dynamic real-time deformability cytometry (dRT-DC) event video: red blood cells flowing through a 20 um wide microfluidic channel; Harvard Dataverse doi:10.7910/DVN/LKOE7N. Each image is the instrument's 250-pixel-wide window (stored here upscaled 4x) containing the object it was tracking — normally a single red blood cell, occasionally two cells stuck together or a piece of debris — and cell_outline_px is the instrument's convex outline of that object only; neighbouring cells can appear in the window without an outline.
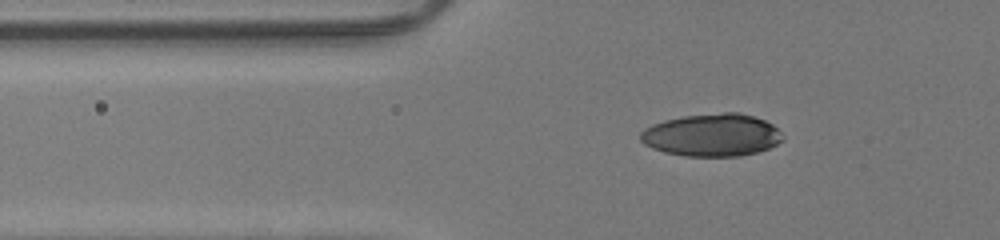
{"species": "human", "species_latin": "Homo sapiens", "temperature_condition": "room temperature", "stored_images_in_passage": 35, "camera_frame_rate_fps": 3000, "um_per_image_px": 0.085, "donor": {"sex": "male"}, "frame": {"image": 1, "passage_image": 4, "time_ms": 1.0, "image_size_px": [1000, 240], "cell_outline_px": [[784, 140], [768, 148], [756, 152], [740, 156], [684, 156], [664, 152], [652, 148], [644, 144], [640, 140], [640, 132], [644, 128], [652, 124], [664, 120], [684, 116], [724, 112], [740, 112], [764, 120], [772, 124], [784, 136]], "centroid_in_image_um": [60.5, 11.48], "position_along_channel_um": 65.3, "area_um2": 35.37}}
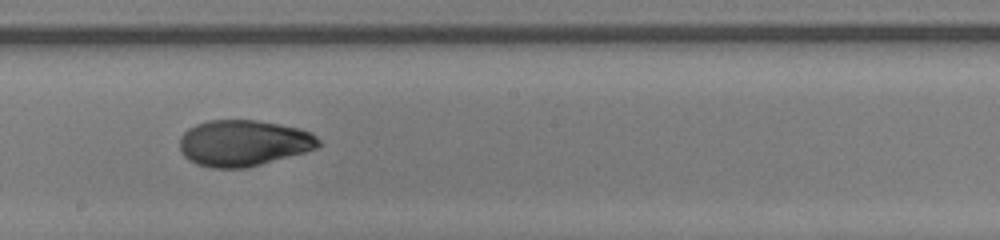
{"frame": {"image": 2, "passage_image": 17, "time_ms": 5.333, "image_size_px": [1000, 240], "cell_outline_px": [[324, 144], [316, 148], [304, 152], [260, 164], [244, 168], [212, 168], [196, 164], [188, 160], [180, 152], [180, 136], [188, 128], [196, 124], [208, 120], [256, 120], [300, 128], [312, 132]], "centroid_in_image_um": [20.69, 12.15], "position_along_channel_um": 227.5, "area_um2": 37.51}}
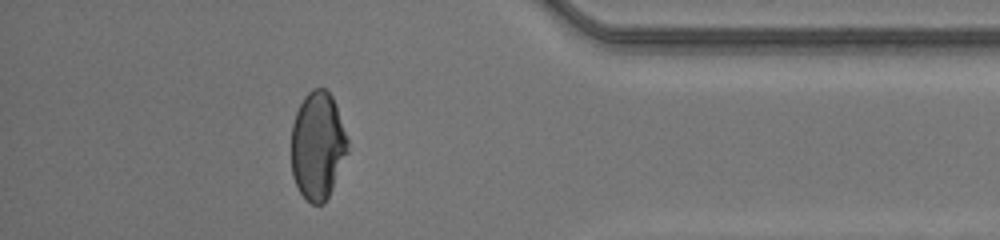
{"frame": {"image": 3, "passage_image": 31, "time_ms": 10.0, "image_size_px": [1000, 240], "cell_outline_px": [[348, 152], [332, 188], [324, 204], [312, 204], [300, 192], [292, 176], [292, 124], [296, 112], [304, 96], [312, 88], [324, 88], [332, 96], [336, 104], [348, 140]], "centroid_in_image_um": [27.0, 12.36], "position_along_channel_um": 408.2, "area_um2": 35.32}, "authors_computed_cell_mechanics": {"area_um2": 36.0672, "velocity_mm_per_s": 4.2385, "shape_relaxation_time_tau1_ms": 9.828, "shape_relaxation_time_tau2_ms": 0.8905, "deformation_change_tau1": 0.3643, "deformation_change_tau2": 0.0484}}